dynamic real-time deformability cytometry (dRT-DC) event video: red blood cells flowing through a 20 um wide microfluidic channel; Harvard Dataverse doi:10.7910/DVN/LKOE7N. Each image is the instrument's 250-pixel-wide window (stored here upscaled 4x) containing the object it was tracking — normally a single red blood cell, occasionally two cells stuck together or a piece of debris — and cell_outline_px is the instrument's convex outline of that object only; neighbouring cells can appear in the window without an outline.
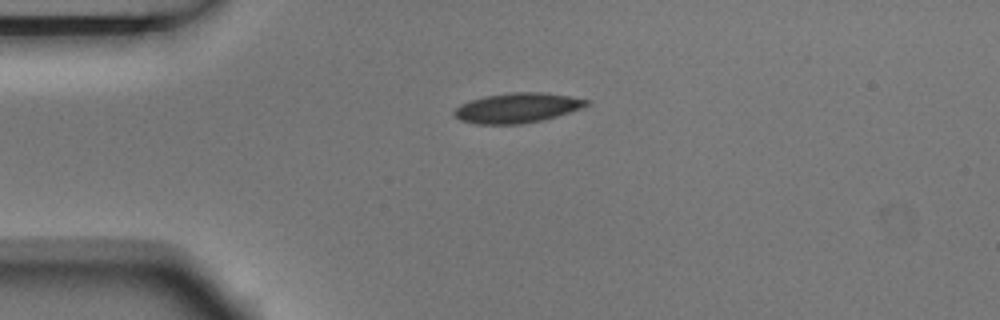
{"species": "Egyptian fruit bat (a non-hibernating species)", "species_latin": "Rousettus aegyptiacus", "temperature_condition": "room temperature", "stored_images_in_passage": 2, "camera_frame_rate_fps": 3000, "um_per_image_px": 0.085, "animal": {"sex": "male"}, "frame": {"image": 1, "passage_image": 1, "time_ms": 0.0, "image_size_px": [1000, 320], "cell_outline_px": [[592, 100], [588, 104], [580, 108], [544, 120], [520, 124], [476, 124], [460, 120], [452, 116], [452, 112], [460, 104], [484, 96], [512, 92], [544, 92]], "centroid_in_image_um": [43.93, 9.17], "position_along_channel_um": 41.1, "area_um2": 23.06}}